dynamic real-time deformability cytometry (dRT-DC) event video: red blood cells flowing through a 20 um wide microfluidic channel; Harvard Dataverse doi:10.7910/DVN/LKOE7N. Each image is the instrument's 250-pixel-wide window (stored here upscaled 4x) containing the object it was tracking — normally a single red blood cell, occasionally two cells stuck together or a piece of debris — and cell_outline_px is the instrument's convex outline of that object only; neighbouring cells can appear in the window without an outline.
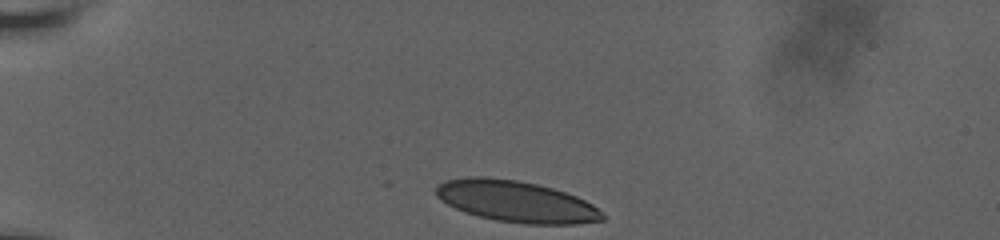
{"species": "human", "species_latin": "Homo sapiens", "temperature_condition": "room temperature", "stored_images_in_passage": 36, "camera_frame_rate_fps": 3000, "um_per_image_px": 0.085, "donor": {"sex": "male"}, "frame": {"image": 1, "passage_image": 1, "time_ms": 0.0, "image_size_px": [1000, 240], "cell_outline_px": [[604, 220], [576, 224], [524, 224], [496, 220], [464, 212], [440, 200], [436, 196], [436, 184], [444, 180], [468, 176], [488, 176], [516, 180], [536, 184], [552, 188], [576, 196], [592, 204], [604, 216]], "centroid_in_image_um": [43.82, 17.11], "position_along_channel_um": 41.2, "area_um2": 40.11}}
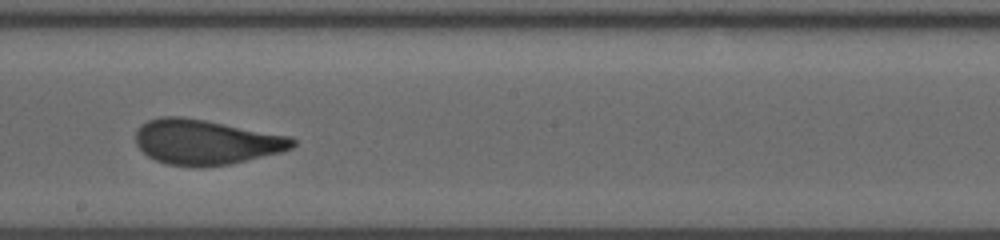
{"frame": {"image": 2, "passage_image": 21, "time_ms": 6.667, "image_size_px": [1000, 240], "cell_outline_px": [[296, 144], [292, 148], [280, 152], [228, 164], [168, 164], [156, 160], [148, 156], [136, 144], [136, 132], [140, 124], [148, 120], [164, 116], [180, 116], [204, 120], [292, 136], [296, 140]], "centroid_in_image_um": [17.51, 12.03], "position_along_channel_um": 230.7, "area_um2": 40.23}}
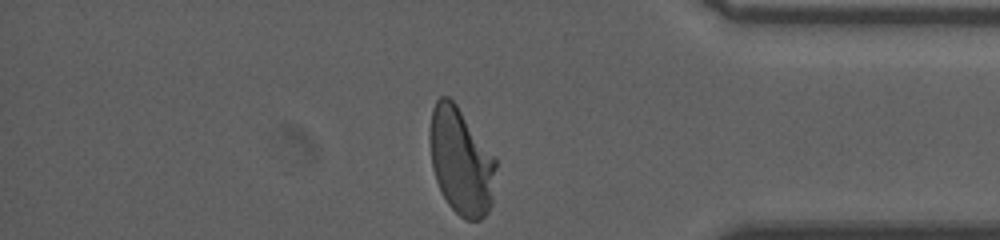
{"frame": {"image": 3, "passage_image": 36, "time_ms": 11.667, "image_size_px": [1000, 240], "cell_outline_px": [[496, 168], [492, 204], [488, 212], [480, 220], [464, 220], [448, 204], [436, 180], [432, 168], [428, 136], [432, 108], [436, 100], [440, 96], [448, 96], [456, 104], [496, 156]], "centroid_in_image_um": [39.19, 13.69], "position_along_channel_um": 396.0, "area_um2": 41.62}, "authors_computed_cell_mechanics": {"area_um2": 40.8357, "velocity_mm_per_s": 3.6488, "shape_relaxation_time_tau1_ms": 6.6378, "shape_relaxation_time_tau2_ms": 0.7438, "deformation_change_tau1": 0.1996, "deformation_change_tau2": 0.0747}}